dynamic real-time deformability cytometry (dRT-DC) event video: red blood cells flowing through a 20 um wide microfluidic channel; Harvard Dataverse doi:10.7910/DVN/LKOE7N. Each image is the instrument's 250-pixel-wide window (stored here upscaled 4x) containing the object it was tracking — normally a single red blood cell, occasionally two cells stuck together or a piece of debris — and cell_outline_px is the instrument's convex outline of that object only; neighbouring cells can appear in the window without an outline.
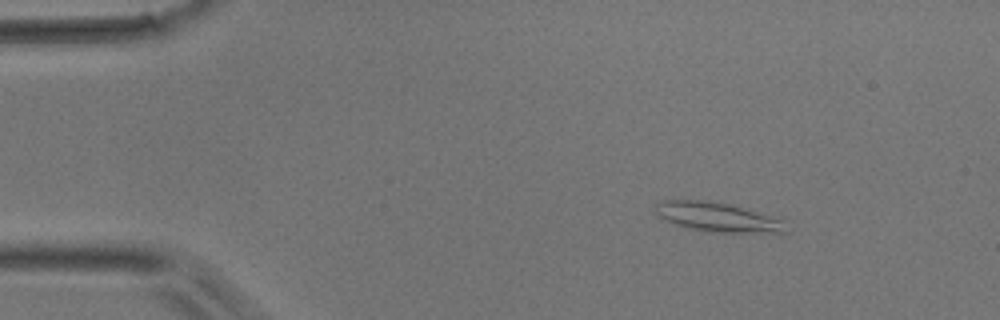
{"species": "common noctule bat (a hibernating species)", "species_latin": "Nyctalus noctula", "temperature_condition": "room temperature", "stored_images_in_passage": 46, "camera_frame_rate_fps": 3000, "um_per_image_px": 0.085, "animal": {"sex": "male", "body_mass_g": 17.9}, "frame": {"image": 1, "passage_image": 3, "time_ms": 0.667, "image_size_px": [1000, 320], "cell_outline_px": [[788, 232], [716, 232], [692, 228], [676, 224], [664, 220], [656, 212], [656, 204], [660, 200], [704, 200], [732, 204], [784, 220]], "centroid_in_image_um": [61.0, 18.43], "position_along_channel_um": 24.0, "area_um2": 21.96}}
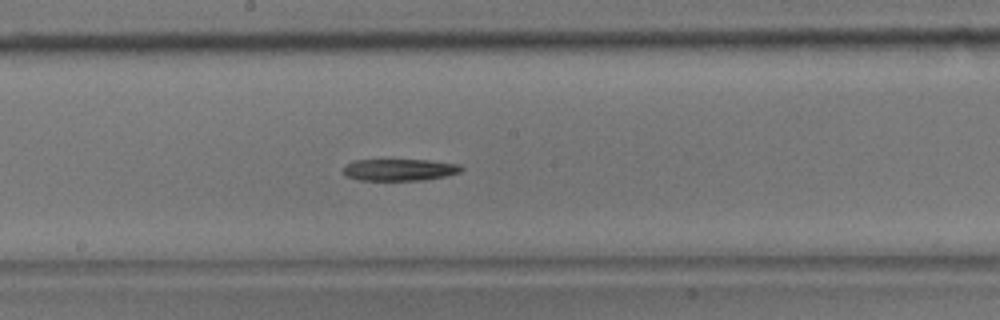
{"frame": {"image": 2, "passage_image": 22, "time_ms": 7.0, "image_size_px": [1000, 320], "cell_outline_px": [[464, 168], [460, 172], [448, 176], [424, 180], [360, 180], [344, 176], [344, 168], [348, 164], [356, 160], [428, 160], [460, 164]], "centroid_in_image_um": [34.01, 14.44], "position_along_channel_um": 214.2, "area_um2": 15.03}}
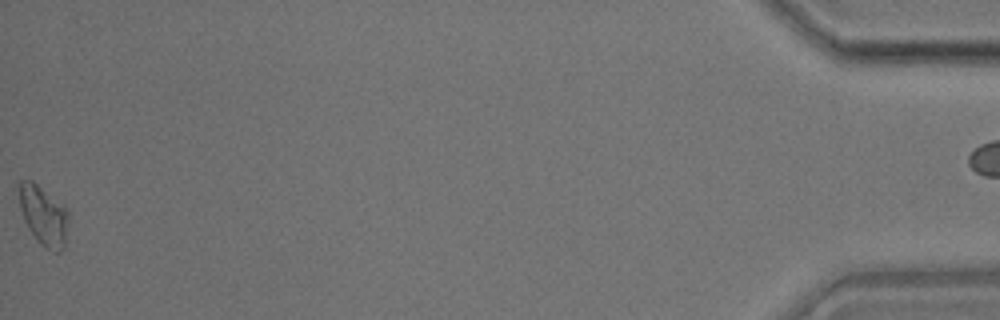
{"frame": {"image": 3, "passage_image": 45, "time_ms": 14.667, "image_size_px": [1000, 320], "cell_outline_px": [[68, 224], [64, 248], [60, 252], [56, 252], [44, 248], [40, 244], [28, 228], [24, 220], [20, 208], [20, 180], [32, 180], [64, 204], [68, 208]], "centroid_in_image_um": [3.74, 18.33], "position_along_channel_um": 431.5, "area_um2": 17.28}}